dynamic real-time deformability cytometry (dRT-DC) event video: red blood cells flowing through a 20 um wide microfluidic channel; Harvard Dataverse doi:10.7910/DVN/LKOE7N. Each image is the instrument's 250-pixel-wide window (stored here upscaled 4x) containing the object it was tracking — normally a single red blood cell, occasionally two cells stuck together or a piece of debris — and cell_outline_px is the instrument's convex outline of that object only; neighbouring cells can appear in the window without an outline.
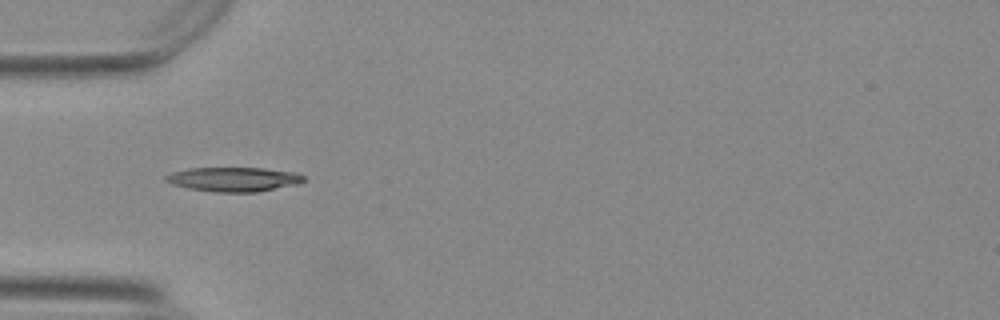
{"species": "Egyptian fruit bat (a non-hibernating species)", "species_latin": "Rousettus aegyptiacus", "temperature_condition": "warm", "stored_images_in_passage": 38, "camera_frame_rate_fps": 3000, "um_per_image_px": 0.085, "animal": {"sex": "female"}, "frame": {"image": 1, "passage_image": 1, "time_ms": 0.0, "image_size_px": [1000, 320], "cell_outline_px": [[304, 180], [300, 184], [256, 192], [216, 192], [192, 188], [172, 184], [164, 180], [164, 176], [172, 172], [188, 168], [264, 168], [296, 172], [304, 176]], "centroid_in_image_um": [19.89, 15.23], "position_along_channel_um": 65.1, "area_um2": 19.54}}
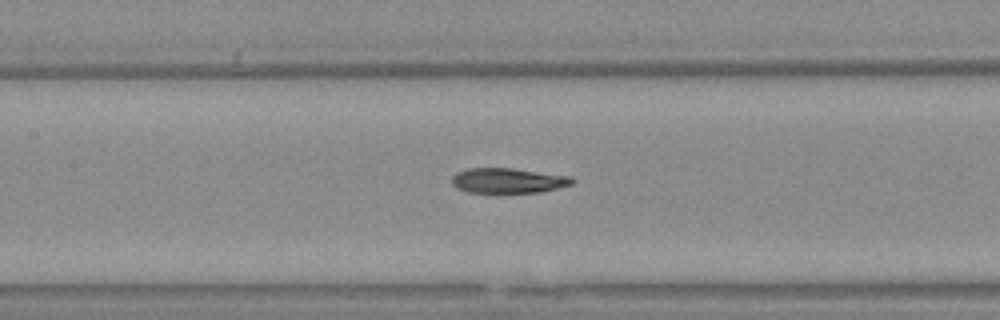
{"frame": {"image": 2, "passage_image": 9, "time_ms": 2.667, "image_size_px": [1000, 320], "cell_outline_px": [[576, 180], [572, 184], [556, 188], [536, 192], [468, 192], [456, 188], [452, 184], [452, 176], [456, 172], [468, 168], [512, 168], [572, 176]], "centroid_in_image_um": [43.17, 15.33], "position_along_channel_um": 164.2, "area_um2": 17.51}}
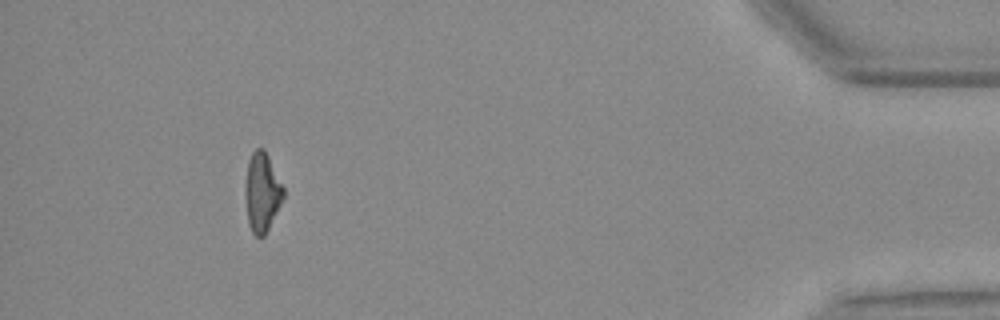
{"frame": {"image": 3, "passage_image": 34, "time_ms": 11.0, "image_size_px": [1000, 320], "cell_outline_px": [[284, 196], [264, 236], [256, 236], [252, 232], [248, 224], [244, 196], [244, 184], [248, 160], [252, 152], [256, 148], [264, 148], [284, 188]], "centroid_in_image_um": [22.23, 16.32], "position_along_channel_um": 413.0, "area_um2": 17.63}, "authors_computed_cell_mechanics": {"area_um2": 18.207, "velocity_mm_per_s": 3.7327, "shape_relaxation_time_tau1_ms": 8.455, "shape_relaxation_time_tau2_ms": null, "deformation_change_tau1": 0.266, "deformation_change_tau2": null}}